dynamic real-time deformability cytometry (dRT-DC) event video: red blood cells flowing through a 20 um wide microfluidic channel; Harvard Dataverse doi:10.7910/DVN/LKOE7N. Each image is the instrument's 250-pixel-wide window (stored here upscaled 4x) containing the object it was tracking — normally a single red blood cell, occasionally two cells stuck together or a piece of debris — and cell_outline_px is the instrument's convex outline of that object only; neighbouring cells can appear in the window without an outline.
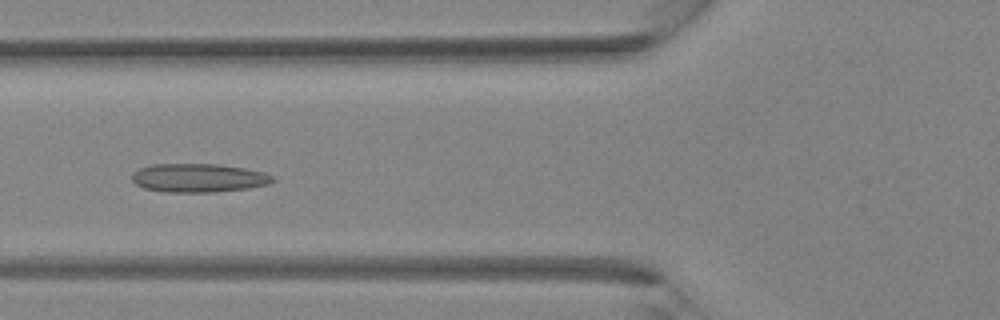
{"species": "Egyptian fruit bat (a non-hibernating species)", "species_latin": "Rousettus aegyptiacus", "temperature_condition": "room temperature", "stored_images_in_passage": 33, "camera_frame_rate_fps": 3000, "um_per_image_px": 0.085, "animal": {"sex": "female"}, "frame": {"image": 1, "passage_image": 10, "time_ms": 3.0, "image_size_px": [1000, 320], "cell_outline_px": [[276, 180], [268, 184], [248, 188], [216, 192], [164, 192], [144, 188], [136, 184], [132, 180], [132, 172], [140, 168], [152, 164], [220, 164], [244, 168], [264, 172], [276, 176]], "centroid_in_image_um": [16.9, 15.12], "position_along_channel_um": 108.9, "area_um2": 23.7}}
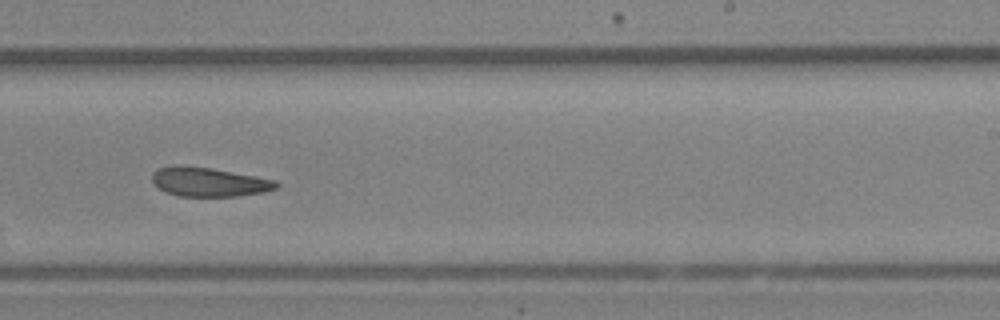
{"frame": {"image": 2, "passage_image": 19, "time_ms": 6.0, "image_size_px": [1000, 320], "cell_outline_px": [[280, 184], [276, 188], [264, 192], [236, 196], [180, 196], [168, 192], [152, 184], [152, 172], [156, 168], [172, 164], [180, 164], [212, 168], [256, 176], [276, 180]], "centroid_in_image_um": [17.72, 15.44], "position_along_channel_um": 271.3, "area_um2": 21.33}}
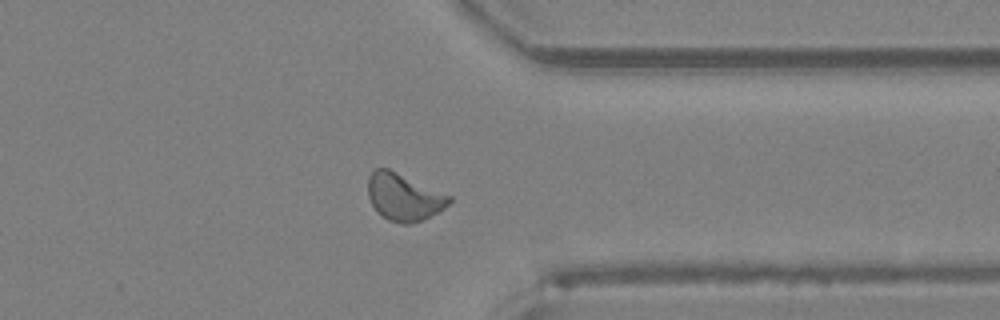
{"frame": {"image": 3, "passage_image": 25, "time_ms": 8.0, "image_size_px": [1000, 320], "cell_outline_px": [[452, 200], [444, 208], [412, 224], [400, 224], [388, 220], [376, 212], [368, 196], [368, 176], [372, 168], [388, 168], [452, 196]], "centroid_in_image_um": [34.28, 16.74], "position_along_channel_um": 377.1, "area_um2": 22.37}}